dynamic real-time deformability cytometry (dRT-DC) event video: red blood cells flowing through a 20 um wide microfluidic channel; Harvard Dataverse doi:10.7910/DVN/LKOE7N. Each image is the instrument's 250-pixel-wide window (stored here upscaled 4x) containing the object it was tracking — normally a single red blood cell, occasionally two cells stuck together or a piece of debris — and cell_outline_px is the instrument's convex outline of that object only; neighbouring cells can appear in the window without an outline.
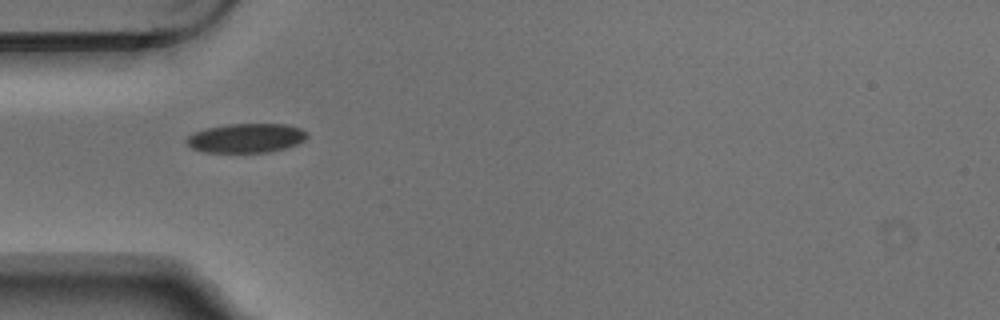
{"species": "Egyptian fruit bat (a non-hibernating species)", "species_latin": "Rousettus aegyptiacus", "temperature_condition": "warm", "stored_images_in_passage": 9, "camera_frame_rate_fps": 3000, "um_per_image_px": 0.085, "animal": {"sex": "male"}, "frame": {"image": 1, "passage_image": 4, "time_ms": 1.0, "image_size_px": [1000, 320], "cell_outline_px": [[308, 136], [304, 140], [296, 144], [284, 148], [268, 152], [204, 152], [192, 148], [184, 140], [188, 136], [204, 128], [228, 124], [288, 124], [300, 128], [308, 132]], "centroid_in_image_um": [20.93, 11.73], "position_along_channel_um": 64.1, "area_um2": 20.52}}
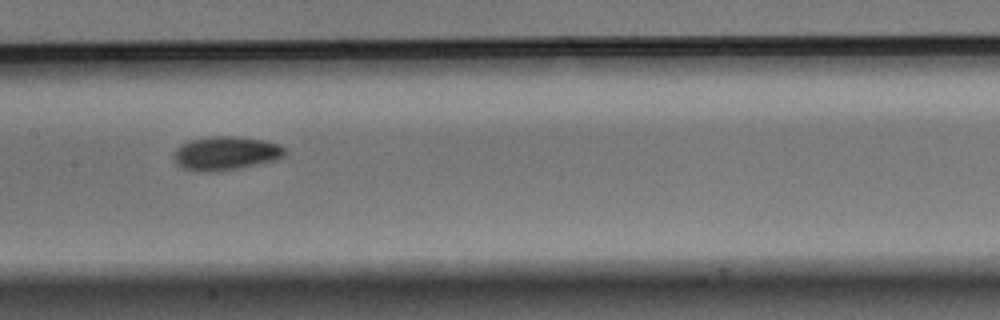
{"frame": {"image": 2, "passage_image": 7, "time_ms": 2.0, "image_size_px": [1000, 320], "cell_outline_px": [[288, 152], [284, 156], [272, 160], [236, 168], [216, 172], [200, 172], [180, 168], [176, 164], [176, 148], [180, 144], [188, 140], [212, 136], [236, 136], [264, 140], [280, 144]], "centroid_in_image_um": [19.17, 13.02], "position_along_channel_um": 188.2, "area_um2": 21.79}}
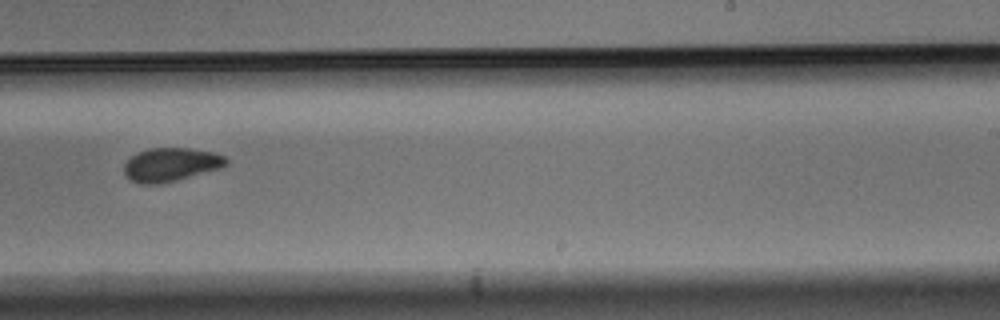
{"frame": {"image": 3, "passage_image": 9, "time_ms": 2.667, "image_size_px": [1000, 320], "cell_outline_px": [[228, 164], [220, 168], [176, 180], [160, 184], [140, 184], [132, 180], [124, 172], [124, 164], [136, 152], [152, 148], [188, 148], [212, 152], [224, 156], [228, 160]], "centroid_in_image_um": [14.52, 13.99], "position_along_channel_um": 274.5, "area_um2": 19.77}}